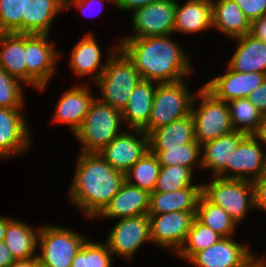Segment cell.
<instances>
[{
  "mask_svg": "<svg viewBox=\"0 0 266 267\" xmlns=\"http://www.w3.org/2000/svg\"><path fill=\"white\" fill-rule=\"evenodd\" d=\"M170 35L128 38L119 47L133 61L142 80L173 83L192 72L190 60Z\"/></svg>",
  "mask_w": 266,
  "mask_h": 267,
  "instance_id": "cell-1",
  "label": "cell"
},
{
  "mask_svg": "<svg viewBox=\"0 0 266 267\" xmlns=\"http://www.w3.org/2000/svg\"><path fill=\"white\" fill-rule=\"evenodd\" d=\"M81 153L69 190L70 200L88 217H98L125 182V174L114 169L99 152Z\"/></svg>",
  "mask_w": 266,
  "mask_h": 267,
  "instance_id": "cell-2",
  "label": "cell"
},
{
  "mask_svg": "<svg viewBox=\"0 0 266 267\" xmlns=\"http://www.w3.org/2000/svg\"><path fill=\"white\" fill-rule=\"evenodd\" d=\"M95 84L101 91L98 100L122 112L134 88L142 81L133 61L117 46Z\"/></svg>",
  "mask_w": 266,
  "mask_h": 267,
  "instance_id": "cell-3",
  "label": "cell"
},
{
  "mask_svg": "<svg viewBox=\"0 0 266 267\" xmlns=\"http://www.w3.org/2000/svg\"><path fill=\"white\" fill-rule=\"evenodd\" d=\"M121 122H123L121 111L100 102L95 97L81 126L74 133L83 146L82 152L101 151L121 134Z\"/></svg>",
  "mask_w": 266,
  "mask_h": 267,
  "instance_id": "cell-4",
  "label": "cell"
},
{
  "mask_svg": "<svg viewBox=\"0 0 266 267\" xmlns=\"http://www.w3.org/2000/svg\"><path fill=\"white\" fill-rule=\"evenodd\" d=\"M201 104L195 107L196 96L191 106L195 140L203 143L234 131L228 102L217 99L204 86L197 92Z\"/></svg>",
  "mask_w": 266,
  "mask_h": 267,
  "instance_id": "cell-5",
  "label": "cell"
},
{
  "mask_svg": "<svg viewBox=\"0 0 266 267\" xmlns=\"http://www.w3.org/2000/svg\"><path fill=\"white\" fill-rule=\"evenodd\" d=\"M183 80L173 83H157L148 125L143 131L153 130L182 119L191 113L194 96Z\"/></svg>",
  "mask_w": 266,
  "mask_h": 267,
  "instance_id": "cell-6",
  "label": "cell"
},
{
  "mask_svg": "<svg viewBox=\"0 0 266 267\" xmlns=\"http://www.w3.org/2000/svg\"><path fill=\"white\" fill-rule=\"evenodd\" d=\"M213 179L212 182L202 185V194L223 208L238 224L245 218L249 208H255L253 182L221 177Z\"/></svg>",
  "mask_w": 266,
  "mask_h": 267,
  "instance_id": "cell-7",
  "label": "cell"
},
{
  "mask_svg": "<svg viewBox=\"0 0 266 267\" xmlns=\"http://www.w3.org/2000/svg\"><path fill=\"white\" fill-rule=\"evenodd\" d=\"M81 234L57 226L40 228L38 246L41 254L37 260L47 267H70L86 238Z\"/></svg>",
  "mask_w": 266,
  "mask_h": 267,
  "instance_id": "cell-8",
  "label": "cell"
},
{
  "mask_svg": "<svg viewBox=\"0 0 266 267\" xmlns=\"http://www.w3.org/2000/svg\"><path fill=\"white\" fill-rule=\"evenodd\" d=\"M54 44L48 43V35L25 34V63L27 84L43 90L55 73L60 54Z\"/></svg>",
  "mask_w": 266,
  "mask_h": 267,
  "instance_id": "cell-9",
  "label": "cell"
},
{
  "mask_svg": "<svg viewBox=\"0 0 266 267\" xmlns=\"http://www.w3.org/2000/svg\"><path fill=\"white\" fill-rule=\"evenodd\" d=\"M177 2L175 0H157L133 11V35L128 38H146L166 36L174 33Z\"/></svg>",
  "mask_w": 266,
  "mask_h": 267,
  "instance_id": "cell-10",
  "label": "cell"
},
{
  "mask_svg": "<svg viewBox=\"0 0 266 267\" xmlns=\"http://www.w3.org/2000/svg\"><path fill=\"white\" fill-rule=\"evenodd\" d=\"M151 242L150 220L148 215L120 219L110 231L106 244L112 254L131 259L139 247Z\"/></svg>",
  "mask_w": 266,
  "mask_h": 267,
  "instance_id": "cell-11",
  "label": "cell"
},
{
  "mask_svg": "<svg viewBox=\"0 0 266 267\" xmlns=\"http://www.w3.org/2000/svg\"><path fill=\"white\" fill-rule=\"evenodd\" d=\"M133 131L135 136L122 132L99 151L107 163L124 174L149 151L148 135L140 129Z\"/></svg>",
  "mask_w": 266,
  "mask_h": 267,
  "instance_id": "cell-12",
  "label": "cell"
},
{
  "mask_svg": "<svg viewBox=\"0 0 266 267\" xmlns=\"http://www.w3.org/2000/svg\"><path fill=\"white\" fill-rule=\"evenodd\" d=\"M196 212H170L148 215L150 220L151 242L168 247L177 253L184 244L191 229Z\"/></svg>",
  "mask_w": 266,
  "mask_h": 267,
  "instance_id": "cell-13",
  "label": "cell"
},
{
  "mask_svg": "<svg viewBox=\"0 0 266 267\" xmlns=\"http://www.w3.org/2000/svg\"><path fill=\"white\" fill-rule=\"evenodd\" d=\"M263 138L260 134H248L232 153L231 164H227L228 170L233 175L228 179H242L254 181L266 172V153L261 150L260 143ZM251 175V176H248Z\"/></svg>",
  "mask_w": 266,
  "mask_h": 267,
  "instance_id": "cell-14",
  "label": "cell"
},
{
  "mask_svg": "<svg viewBox=\"0 0 266 267\" xmlns=\"http://www.w3.org/2000/svg\"><path fill=\"white\" fill-rule=\"evenodd\" d=\"M223 75L209 80L204 87L217 99L229 102L234 99L248 98L259 87L266 74L259 72L239 73L229 67Z\"/></svg>",
  "mask_w": 266,
  "mask_h": 267,
  "instance_id": "cell-15",
  "label": "cell"
},
{
  "mask_svg": "<svg viewBox=\"0 0 266 267\" xmlns=\"http://www.w3.org/2000/svg\"><path fill=\"white\" fill-rule=\"evenodd\" d=\"M22 108H0V158L28 150L31 143Z\"/></svg>",
  "mask_w": 266,
  "mask_h": 267,
  "instance_id": "cell-16",
  "label": "cell"
},
{
  "mask_svg": "<svg viewBox=\"0 0 266 267\" xmlns=\"http://www.w3.org/2000/svg\"><path fill=\"white\" fill-rule=\"evenodd\" d=\"M253 255L247 246L227 237L195 253L188 262L196 267H241Z\"/></svg>",
  "mask_w": 266,
  "mask_h": 267,
  "instance_id": "cell-17",
  "label": "cell"
},
{
  "mask_svg": "<svg viewBox=\"0 0 266 267\" xmlns=\"http://www.w3.org/2000/svg\"><path fill=\"white\" fill-rule=\"evenodd\" d=\"M247 135L234 130L203 143L201 145V167L210 168L214 174L213 177L228 179L227 164H231L232 153Z\"/></svg>",
  "mask_w": 266,
  "mask_h": 267,
  "instance_id": "cell-18",
  "label": "cell"
},
{
  "mask_svg": "<svg viewBox=\"0 0 266 267\" xmlns=\"http://www.w3.org/2000/svg\"><path fill=\"white\" fill-rule=\"evenodd\" d=\"M150 193L129 184L126 180L110 203L98 215L102 218H128L148 215Z\"/></svg>",
  "mask_w": 266,
  "mask_h": 267,
  "instance_id": "cell-19",
  "label": "cell"
},
{
  "mask_svg": "<svg viewBox=\"0 0 266 267\" xmlns=\"http://www.w3.org/2000/svg\"><path fill=\"white\" fill-rule=\"evenodd\" d=\"M94 98L84 84L68 89L57 103L54 121L69 125L71 132L75 133L85 119Z\"/></svg>",
  "mask_w": 266,
  "mask_h": 267,
  "instance_id": "cell-20",
  "label": "cell"
},
{
  "mask_svg": "<svg viewBox=\"0 0 266 267\" xmlns=\"http://www.w3.org/2000/svg\"><path fill=\"white\" fill-rule=\"evenodd\" d=\"M201 195L202 184H193L172 192H152L150 193L148 215L175 211L196 212Z\"/></svg>",
  "mask_w": 266,
  "mask_h": 267,
  "instance_id": "cell-21",
  "label": "cell"
},
{
  "mask_svg": "<svg viewBox=\"0 0 266 267\" xmlns=\"http://www.w3.org/2000/svg\"><path fill=\"white\" fill-rule=\"evenodd\" d=\"M65 9V0H24L22 33L48 35L53 18Z\"/></svg>",
  "mask_w": 266,
  "mask_h": 267,
  "instance_id": "cell-22",
  "label": "cell"
},
{
  "mask_svg": "<svg viewBox=\"0 0 266 267\" xmlns=\"http://www.w3.org/2000/svg\"><path fill=\"white\" fill-rule=\"evenodd\" d=\"M238 42L228 67L239 73L266 74V43L249 33L236 38Z\"/></svg>",
  "mask_w": 266,
  "mask_h": 267,
  "instance_id": "cell-23",
  "label": "cell"
},
{
  "mask_svg": "<svg viewBox=\"0 0 266 267\" xmlns=\"http://www.w3.org/2000/svg\"><path fill=\"white\" fill-rule=\"evenodd\" d=\"M154 83V81H140L122 110V121L130 124L131 129L143 130L148 125L157 86Z\"/></svg>",
  "mask_w": 266,
  "mask_h": 267,
  "instance_id": "cell-24",
  "label": "cell"
},
{
  "mask_svg": "<svg viewBox=\"0 0 266 267\" xmlns=\"http://www.w3.org/2000/svg\"><path fill=\"white\" fill-rule=\"evenodd\" d=\"M212 28L236 39L250 32L251 22L236 2L230 0L211 1Z\"/></svg>",
  "mask_w": 266,
  "mask_h": 267,
  "instance_id": "cell-25",
  "label": "cell"
},
{
  "mask_svg": "<svg viewBox=\"0 0 266 267\" xmlns=\"http://www.w3.org/2000/svg\"><path fill=\"white\" fill-rule=\"evenodd\" d=\"M212 0H188L177 2L174 32L195 33L212 27Z\"/></svg>",
  "mask_w": 266,
  "mask_h": 267,
  "instance_id": "cell-26",
  "label": "cell"
},
{
  "mask_svg": "<svg viewBox=\"0 0 266 267\" xmlns=\"http://www.w3.org/2000/svg\"><path fill=\"white\" fill-rule=\"evenodd\" d=\"M0 66L11 76L27 83L25 34L0 33Z\"/></svg>",
  "mask_w": 266,
  "mask_h": 267,
  "instance_id": "cell-27",
  "label": "cell"
},
{
  "mask_svg": "<svg viewBox=\"0 0 266 267\" xmlns=\"http://www.w3.org/2000/svg\"><path fill=\"white\" fill-rule=\"evenodd\" d=\"M101 50L97 44L93 34L85 35L78 44L75 45L72 53L70 55V67L79 77L87 76L90 73H93L97 68H101L100 71L93 75V81L95 82L97 78L100 77V74L105 69L106 64H101Z\"/></svg>",
  "mask_w": 266,
  "mask_h": 267,
  "instance_id": "cell-28",
  "label": "cell"
},
{
  "mask_svg": "<svg viewBox=\"0 0 266 267\" xmlns=\"http://www.w3.org/2000/svg\"><path fill=\"white\" fill-rule=\"evenodd\" d=\"M149 148H175L197 142L191 114L153 130L149 135Z\"/></svg>",
  "mask_w": 266,
  "mask_h": 267,
  "instance_id": "cell-29",
  "label": "cell"
},
{
  "mask_svg": "<svg viewBox=\"0 0 266 267\" xmlns=\"http://www.w3.org/2000/svg\"><path fill=\"white\" fill-rule=\"evenodd\" d=\"M39 232L40 228L35 231L30 225L12 218L7 224L4 242L16 260L37 257L34 252Z\"/></svg>",
  "mask_w": 266,
  "mask_h": 267,
  "instance_id": "cell-30",
  "label": "cell"
},
{
  "mask_svg": "<svg viewBox=\"0 0 266 267\" xmlns=\"http://www.w3.org/2000/svg\"><path fill=\"white\" fill-rule=\"evenodd\" d=\"M195 218L223 238L231 237L237 226L223 208L209 201L203 194L199 199Z\"/></svg>",
  "mask_w": 266,
  "mask_h": 267,
  "instance_id": "cell-31",
  "label": "cell"
},
{
  "mask_svg": "<svg viewBox=\"0 0 266 267\" xmlns=\"http://www.w3.org/2000/svg\"><path fill=\"white\" fill-rule=\"evenodd\" d=\"M228 105L232 126L235 131L246 134H261L265 117L248 98L231 100ZM238 124L241 127L237 126Z\"/></svg>",
  "mask_w": 266,
  "mask_h": 267,
  "instance_id": "cell-32",
  "label": "cell"
},
{
  "mask_svg": "<svg viewBox=\"0 0 266 267\" xmlns=\"http://www.w3.org/2000/svg\"><path fill=\"white\" fill-rule=\"evenodd\" d=\"M161 165L150 150L139 159L126 173L125 180L149 193L154 192Z\"/></svg>",
  "mask_w": 266,
  "mask_h": 267,
  "instance_id": "cell-33",
  "label": "cell"
},
{
  "mask_svg": "<svg viewBox=\"0 0 266 267\" xmlns=\"http://www.w3.org/2000/svg\"><path fill=\"white\" fill-rule=\"evenodd\" d=\"M155 154L161 166L180 165L190 168L193 172L194 164L201 167V145L190 142L175 148H149Z\"/></svg>",
  "mask_w": 266,
  "mask_h": 267,
  "instance_id": "cell-34",
  "label": "cell"
},
{
  "mask_svg": "<svg viewBox=\"0 0 266 267\" xmlns=\"http://www.w3.org/2000/svg\"><path fill=\"white\" fill-rule=\"evenodd\" d=\"M222 238L221 235L217 234L210 227L203 225L195 218L184 244L175 254L188 261L195 253L216 244Z\"/></svg>",
  "mask_w": 266,
  "mask_h": 267,
  "instance_id": "cell-35",
  "label": "cell"
},
{
  "mask_svg": "<svg viewBox=\"0 0 266 267\" xmlns=\"http://www.w3.org/2000/svg\"><path fill=\"white\" fill-rule=\"evenodd\" d=\"M193 171L180 165L161 166L154 192H172L192 186Z\"/></svg>",
  "mask_w": 266,
  "mask_h": 267,
  "instance_id": "cell-36",
  "label": "cell"
},
{
  "mask_svg": "<svg viewBox=\"0 0 266 267\" xmlns=\"http://www.w3.org/2000/svg\"><path fill=\"white\" fill-rule=\"evenodd\" d=\"M24 0H0V32L22 33Z\"/></svg>",
  "mask_w": 266,
  "mask_h": 267,
  "instance_id": "cell-37",
  "label": "cell"
},
{
  "mask_svg": "<svg viewBox=\"0 0 266 267\" xmlns=\"http://www.w3.org/2000/svg\"><path fill=\"white\" fill-rule=\"evenodd\" d=\"M21 85L22 82L19 79L9 75L0 66V108H21L23 106Z\"/></svg>",
  "mask_w": 266,
  "mask_h": 267,
  "instance_id": "cell-38",
  "label": "cell"
},
{
  "mask_svg": "<svg viewBox=\"0 0 266 267\" xmlns=\"http://www.w3.org/2000/svg\"><path fill=\"white\" fill-rule=\"evenodd\" d=\"M111 251L107 244L89 242V265L90 267H111Z\"/></svg>",
  "mask_w": 266,
  "mask_h": 267,
  "instance_id": "cell-39",
  "label": "cell"
},
{
  "mask_svg": "<svg viewBox=\"0 0 266 267\" xmlns=\"http://www.w3.org/2000/svg\"><path fill=\"white\" fill-rule=\"evenodd\" d=\"M237 3L249 21L266 15V0H230Z\"/></svg>",
  "mask_w": 266,
  "mask_h": 267,
  "instance_id": "cell-40",
  "label": "cell"
},
{
  "mask_svg": "<svg viewBox=\"0 0 266 267\" xmlns=\"http://www.w3.org/2000/svg\"><path fill=\"white\" fill-rule=\"evenodd\" d=\"M255 208L266 211V172L253 181Z\"/></svg>",
  "mask_w": 266,
  "mask_h": 267,
  "instance_id": "cell-41",
  "label": "cell"
},
{
  "mask_svg": "<svg viewBox=\"0 0 266 267\" xmlns=\"http://www.w3.org/2000/svg\"><path fill=\"white\" fill-rule=\"evenodd\" d=\"M248 99L266 117V78L259 87L251 92Z\"/></svg>",
  "mask_w": 266,
  "mask_h": 267,
  "instance_id": "cell-42",
  "label": "cell"
},
{
  "mask_svg": "<svg viewBox=\"0 0 266 267\" xmlns=\"http://www.w3.org/2000/svg\"><path fill=\"white\" fill-rule=\"evenodd\" d=\"M249 34L266 43V15L251 21Z\"/></svg>",
  "mask_w": 266,
  "mask_h": 267,
  "instance_id": "cell-43",
  "label": "cell"
},
{
  "mask_svg": "<svg viewBox=\"0 0 266 267\" xmlns=\"http://www.w3.org/2000/svg\"><path fill=\"white\" fill-rule=\"evenodd\" d=\"M157 0H114V4L122 11H134L138 8L147 6Z\"/></svg>",
  "mask_w": 266,
  "mask_h": 267,
  "instance_id": "cell-44",
  "label": "cell"
},
{
  "mask_svg": "<svg viewBox=\"0 0 266 267\" xmlns=\"http://www.w3.org/2000/svg\"><path fill=\"white\" fill-rule=\"evenodd\" d=\"M70 267H90L89 265V241L86 240L81 249L72 260Z\"/></svg>",
  "mask_w": 266,
  "mask_h": 267,
  "instance_id": "cell-45",
  "label": "cell"
},
{
  "mask_svg": "<svg viewBox=\"0 0 266 267\" xmlns=\"http://www.w3.org/2000/svg\"><path fill=\"white\" fill-rule=\"evenodd\" d=\"M15 260L6 243L0 242V267H9Z\"/></svg>",
  "mask_w": 266,
  "mask_h": 267,
  "instance_id": "cell-46",
  "label": "cell"
},
{
  "mask_svg": "<svg viewBox=\"0 0 266 267\" xmlns=\"http://www.w3.org/2000/svg\"><path fill=\"white\" fill-rule=\"evenodd\" d=\"M91 1L97 2V0H65V8H69L71 5H75V6H77V8H79V10H81V12L82 11L84 12V11H86L85 6H89L90 4H93V3H91ZM100 1H103V0H100ZM98 2H99V0H98ZM111 2H114V0H111Z\"/></svg>",
  "mask_w": 266,
  "mask_h": 267,
  "instance_id": "cell-47",
  "label": "cell"
},
{
  "mask_svg": "<svg viewBox=\"0 0 266 267\" xmlns=\"http://www.w3.org/2000/svg\"><path fill=\"white\" fill-rule=\"evenodd\" d=\"M241 267H266V259L253 255Z\"/></svg>",
  "mask_w": 266,
  "mask_h": 267,
  "instance_id": "cell-48",
  "label": "cell"
},
{
  "mask_svg": "<svg viewBox=\"0 0 266 267\" xmlns=\"http://www.w3.org/2000/svg\"><path fill=\"white\" fill-rule=\"evenodd\" d=\"M37 261V257L19 259L15 260L9 267H34Z\"/></svg>",
  "mask_w": 266,
  "mask_h": 267,
  "instance_id": "cell-49",
  "label": "cell"
},
{
  "mask_svg": "<svg viewBox=\"0 0 266 267\" xmlns=\"http://www.w3.org/2000/svg\"><path fill=\"white\" fill-rule=\"evenodd\" d=\"M11 219L0 216V242L4 241L7 224Z\"/></svg>",
  "mask_w": 266,
  "mask_h": 267,
  "instance_id": "cell-50",
  "label": "cell"
},
{
  "mask_svg": "<svg viewBox=\"0 0 266 267\" xmlns=\"http://www.w3.org/2000/svg\"><path fill=\"white\" fill-rule=\"evenodd\" d=\"M263 138V141L262 143H265L266 144V117L264 118V124H263V129H262V132L260 134Z\"/></svg>",
  "mask_w": 266,
  "mask_h": 267,
  "instance_id": "cell-51",
  "label": "cell"
},
{
  "mask_svg": "<svg viewBox=\"0 0 266 267\" xmlns=\"http://www.w3.org/2000/svg\"><path fill=\"white\" fill-rule=\"evenodd\" d=\"M34 267H47V266H45L42 263H40L39 261H37Z\"/></svg>",
  "mask_w": 266,
  "mask_h": 267,
  "instance_id": "cell-52",
  "label": "cell"
}]
</instances>
